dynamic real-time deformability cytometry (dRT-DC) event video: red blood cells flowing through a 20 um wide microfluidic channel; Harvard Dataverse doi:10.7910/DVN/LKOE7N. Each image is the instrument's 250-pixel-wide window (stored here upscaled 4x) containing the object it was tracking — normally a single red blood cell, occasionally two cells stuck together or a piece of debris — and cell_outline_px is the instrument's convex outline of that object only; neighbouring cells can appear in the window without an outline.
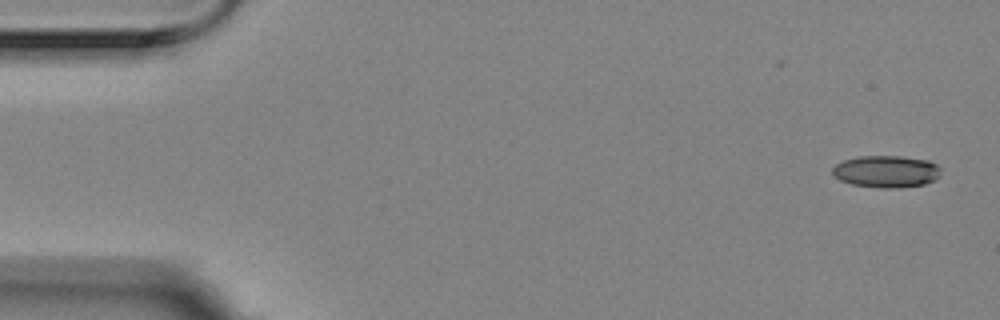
{"species": "Egyptian fruit bat (a non-hibernating species)", "species_latin": "Rousettus aegyptiacus", "temperature_condition": "room temperature", "stored_images_in_passage": 6, "segment_of_instrument_passage": [1, 2], "camera_frame_rate_fps": 3000, "um_per_image_px": 0.085, "animal": {"sex": "female"}, "frame": {"image": 1, "passage_image": 1, "time_ms": 0.0, "image_size_px": [1000, 320], "cell_outline_px": [[940, 176], [924, 184], [900, 188], [880, 188], [852, 184], [840, 180], [832, 176], [832, 168], [836, 164], [844, 160], [860, 156], [900, 156], [928, 160], [936, 164], [940, 168]], "centroid_in_image_um": [75.32, 14.58], "position_along_channel_um": 9.7, "area_um2": 20.29}}
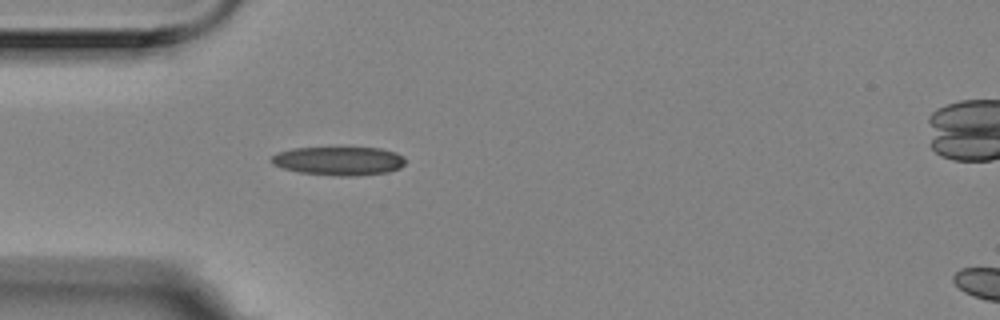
{"frame": {"image": 2, "passage_image": 5, "time_ms": 1.333, "image_size_px": [1000, 320], "cell_outline_px": [[404, 164], [400, 168], [388, 172], [356, 176], [340, 176], [300, 172], [284, 168], [272, 164], [272, 156], [280, 152], [292, 148], [380, 148], [396, 152], [404, 156]], "centroid_in_image_um": [28.85, 13.68], "position_along_channel_um": 56.2, "area_um2": 22.2}}